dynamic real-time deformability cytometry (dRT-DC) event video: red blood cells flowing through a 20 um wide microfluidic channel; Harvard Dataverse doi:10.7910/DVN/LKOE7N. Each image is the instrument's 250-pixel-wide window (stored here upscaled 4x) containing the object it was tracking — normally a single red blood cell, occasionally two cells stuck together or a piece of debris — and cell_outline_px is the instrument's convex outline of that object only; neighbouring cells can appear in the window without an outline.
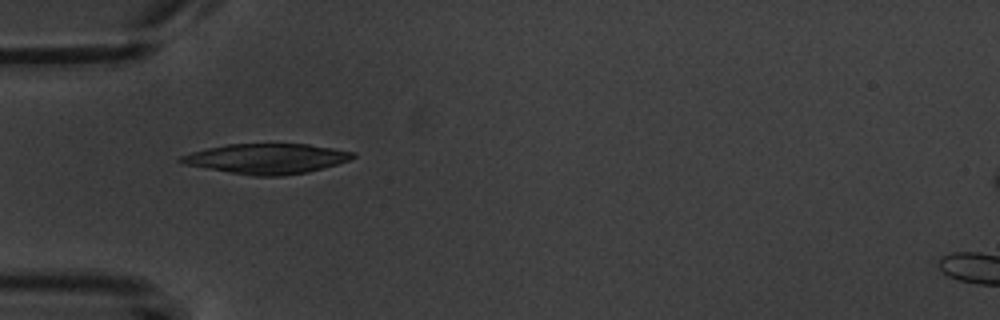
{"species": "common noctule bat (a hibernating species)", "species_latin": "Nyctalus noctula", "temperature_condition": "warm", "stored_images_in_passage": 2, "camera_frame_rate_fps": 3000, "um_per_image_px": 0.085, "animal": {"sex": "male", "body_mass_g": 20.1, "forearm_length_mm": 53.5}, "frame": {"image": 1, "passage_image": 1, "time_ms": 0.0, "image_size_px": [1000, 320], "cell_outline_px": [[356, 156], [348, 160], [336, 164], [308, 172], [280, 176], [252, 176], [184, 164], [176, 160], [180, 156], [192, 152], [208, 148], [228, 144], [308, 144], [356, 152]], "centroid_in_image_um": [22.66, 13.48], "position_along_channel_um": 62.3, "area_um2": 29.94}}
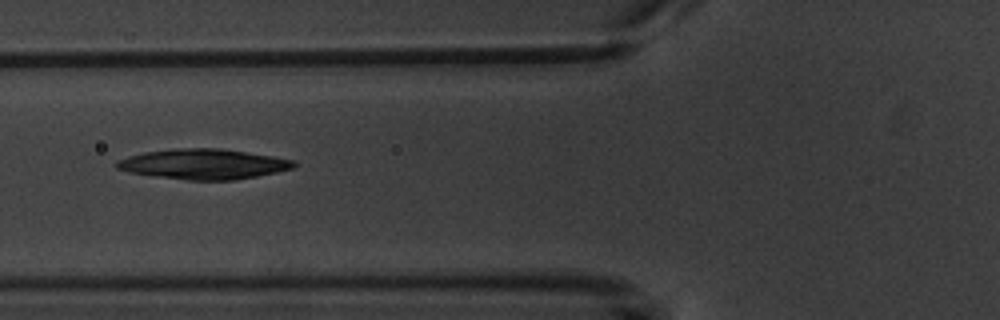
{"frame": {"image": 2, "passage_image": 2, "time_ms": 1.333, "image_size_px": [1000, 320], "cell_outline_px": [[296, 168], [236, 180], [188, 180], [132, 172], [116, 168], [112, 164], [116, 160], [128, 156], [144, 152], [176, 148], [220, 148], [272, 156], [292, 160], [296, 164]], "centroid_in_image_um": [17.29, 13.94], "position_along_channel_um": 108.5, "area_um2": 30.98}}